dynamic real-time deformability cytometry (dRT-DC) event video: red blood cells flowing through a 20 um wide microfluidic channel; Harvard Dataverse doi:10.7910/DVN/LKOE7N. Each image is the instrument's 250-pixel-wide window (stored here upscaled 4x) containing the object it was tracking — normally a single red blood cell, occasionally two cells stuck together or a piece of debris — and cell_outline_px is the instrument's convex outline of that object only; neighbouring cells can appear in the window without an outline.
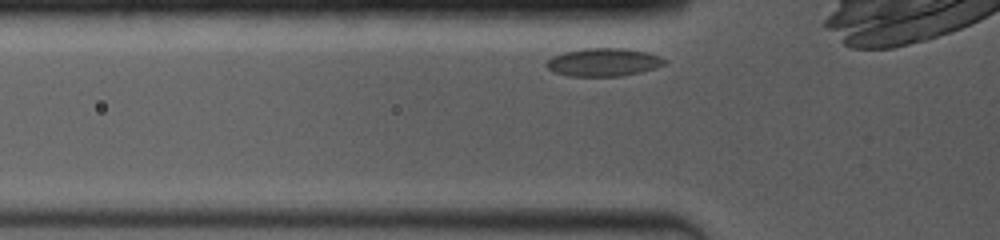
{"species": "common noctule bat (a hibernating species)", "species_latin": "Nyctalus noctula", "temperature_condition": "room temperature", "stored_images_in_passage": 47, "camera_frame_rate_fps": 4000, "um_per_image_px": 0.085, "animal": {"sex": "female", "body_mass_g": 19.0, "forearm_length_mm": 53.3}, "frame": {"image": 1, "passage_image": 3, "time_ms": 0.5, "image_size_px": [1000, 240], "cell_outline_px": [[668, 60], [664, 64], [656, 68], [640, 72], [620, 76], [568, 76], [552, 72], [544, 64], [552, 56], [564, 52], [584, 48], [624, 48], [644, 52], [660, 56]], "centroid_in_image_um": [51.27, 5.29], "position_along_channel_um": 74.5, "area_um2": 19.36}}
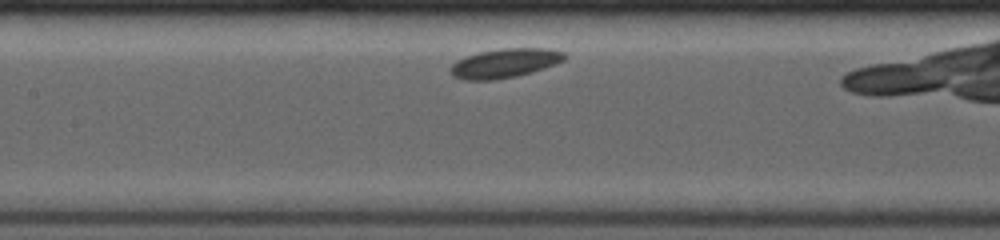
{"frame": {"image": 2, "passage_image": 13, "time_ms": 3.0, "image_size_px": [1000, 240], "cell_outline_px": [[568, 56], [564, 60], [556, 64], [532, 72], [516, 76], [492, 80], [464, 80], [452, 76], [448, 72], [448, 68], [456, 60], [480, 52], [500, 48], [548, 48], [564, 52]], "centroid_in_image_um": [42.89, 5.37], "position_along_channel_um": 164.5, "area_um2": 19.59}}
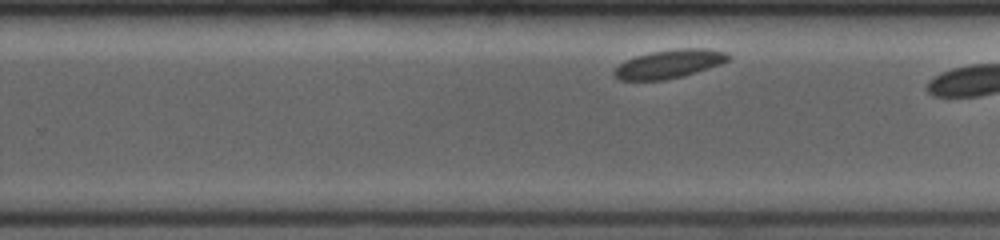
{"frame": {"image": 3, "passage_image": 32, "time_ms": 6.0, "image_size_px": [1000, 240], "cell_outline_px": [[732, 56], [728, 60], [720, 64], [684, 76], [664, 80], [620, 80], [612, 72], [620, 64], [636, 56], [652, 52], [676, 48], [708, 48], [728, 52]], "centroid_in_image_um": [56.94, 5.42], "position_along_channel_um": 272.9, "area_um2": 18.9}}